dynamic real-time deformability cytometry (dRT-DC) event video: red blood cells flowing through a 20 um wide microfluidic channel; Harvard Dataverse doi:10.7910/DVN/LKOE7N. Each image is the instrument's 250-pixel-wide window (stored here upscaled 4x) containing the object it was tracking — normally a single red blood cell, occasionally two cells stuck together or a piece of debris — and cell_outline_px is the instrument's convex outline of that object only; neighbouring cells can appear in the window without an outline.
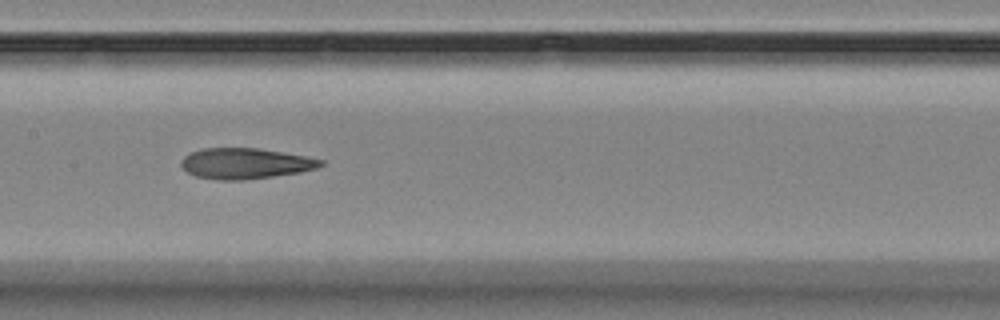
{"species": "Egyptian fruit bat (a non-hibernating species)", "species_latin": "Rousettus aegyptiacus", "temperature_condition": "room temperature", "stored_images_in_passage": 7, "camera_frame_rate_fps": 3000, "um_per_image_px": 0.085, "animal": {"sex": "female"}, "frame": {"image": 1, "passage_image": 6, "time_ms": 7.333, "image_size_px": [1000, 320], "cell_outline_px": [[324, 164], [316, 168], [300, 172], [244, 180], [220, 180], [196, 176], [188, 172], [180, 164], [180, 160], [184, 156], [200, 148], [260, 148], [304, 156], [324, 160]], "centroid_in_image_um": [20.83, 13.89], "position_along_channel_um": 186.6, "area_um2": 24.85}}
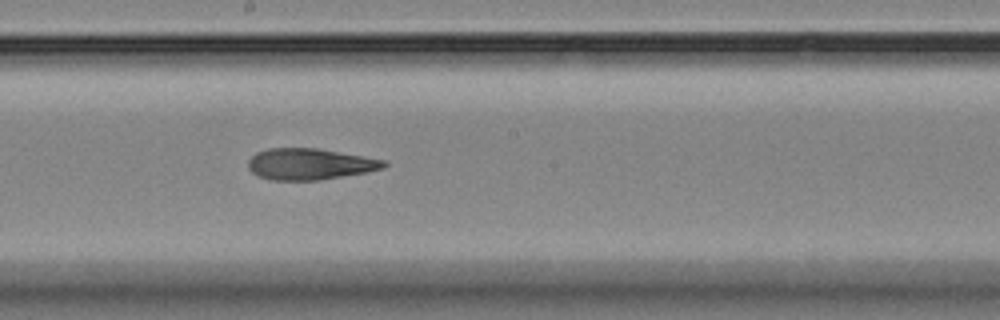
{"frame": {"image": 2, "passage_image": 7, "time_ms": 8.333, "image_size_px": [1000, 320], "cell_outline_px": [[388, 164], [384, 168], [368, 172], [320, 180], [272, 180], [260, 176], [252, 172], [248, 168], [248, 160], [256, 152], [268, 148], [316, 148], [388, 160]], "centroid_in_image_um": [26.37, 13.94], "position_along_channel_um": 221.8, "area_um2": 24.85}}